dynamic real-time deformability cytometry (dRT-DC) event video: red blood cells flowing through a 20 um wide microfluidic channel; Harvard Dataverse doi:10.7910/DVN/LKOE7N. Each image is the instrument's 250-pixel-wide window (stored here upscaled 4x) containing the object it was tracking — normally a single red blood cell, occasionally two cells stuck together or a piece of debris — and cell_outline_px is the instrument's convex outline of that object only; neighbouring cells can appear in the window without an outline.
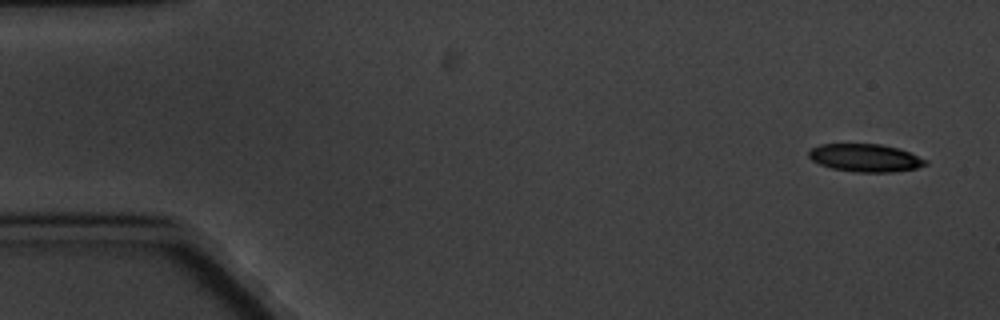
{"species": "common noctule bat (a hibernating species)", "species_latin": "Nyctalus noctula", "temperature_condition": "cold", "stored_images_in_passage": 5, "camera_frame_rate_fps": 3000, "um_per_image_px": 0.085, "animal": {"sex": "male", "body_mass_g": 20.1, "forearm_length_mm": 53.5}, "frame": {"image": 1, "passage_image": 1, "time_ms": 0.0, "image_size_px": [1000, 320], "cell_outline_px": [[928, 164], [916, 168], [892, 172], [856, 172], [832, 168], [820, 164], [812, 160], [808, 156], [808, 152], [812, 148], [820, 144], [880, 144], [900, 148], [928, 160]], "centroid_in_image_um": [73.57, 13.41], "position_along_channel_um": 11.4, "area_um2": 18.96}}
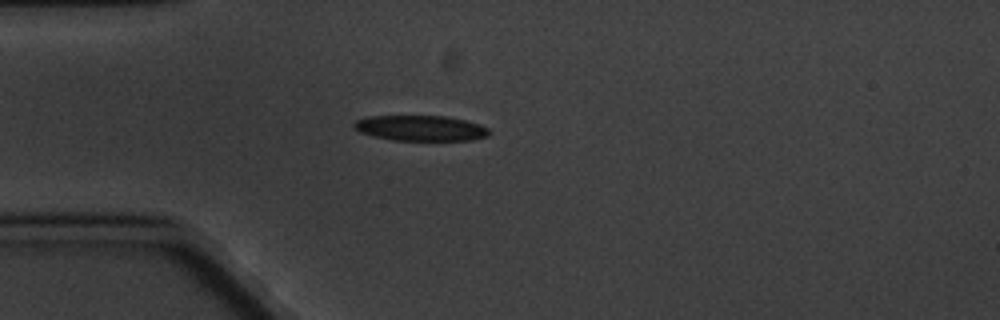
{"frame": {"image": 2, "passage_image": 5, "time_ms": 4.333, "image_size_px": [1000, 320], "cell_outline_px": [[492, 132], [488, 136], [472, 140], [392, 140], [360, 132], [352, 124], [356, 120], [368, 116], [444, 116], [464, 120], [480, 124], [488, 128]], "centroid_in_image_um": [35.79, 10.89], "position_along_channel_um": 49.2, "area_um2": 19.94}}